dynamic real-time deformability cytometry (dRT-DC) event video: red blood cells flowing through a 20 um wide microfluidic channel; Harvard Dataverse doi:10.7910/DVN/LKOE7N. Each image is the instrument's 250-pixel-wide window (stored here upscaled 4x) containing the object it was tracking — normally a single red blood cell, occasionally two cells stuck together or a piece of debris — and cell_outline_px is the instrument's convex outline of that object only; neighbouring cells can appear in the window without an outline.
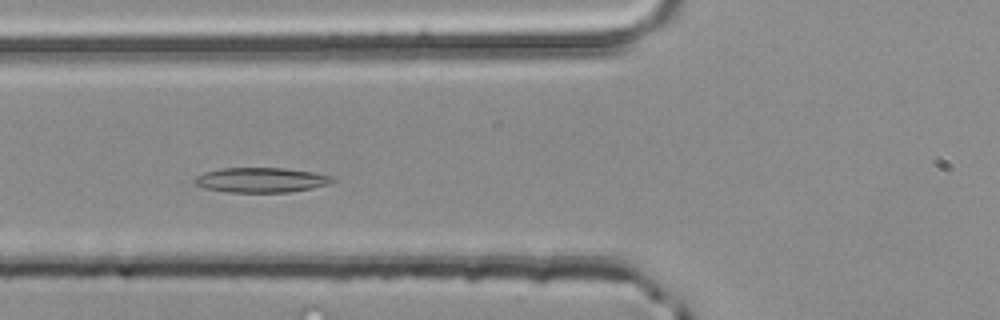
{"species": "common noctule bat (a hibernating species)", "species_latin": "Nyctalus noctula", "temperature_condition": "room temperature", "stored_images_in_passage": 38, "camera_frame_rate_fps": 3000, "um_per_image_px": 0.085, "animal": {"sex": "male", "body_mass_g": 20.4}, "frame": {"image": 1, "passage_image": 6, "time_ms": 1.667, "image_size_px": [1000, 320], "cell_outline_px": [[336, 180], [328, 184], [312, 188], [288, 192], [224, 192], [204, 188], [192, 184], [192, 180], [196, 176], [204, 172], [224, 168], [284, 168], [312, 172], [332, 176]], "centroid_in_image_um": [22.14, 15.3], "position_along_channel_um": 103.7, "area_um2": 20.06}}
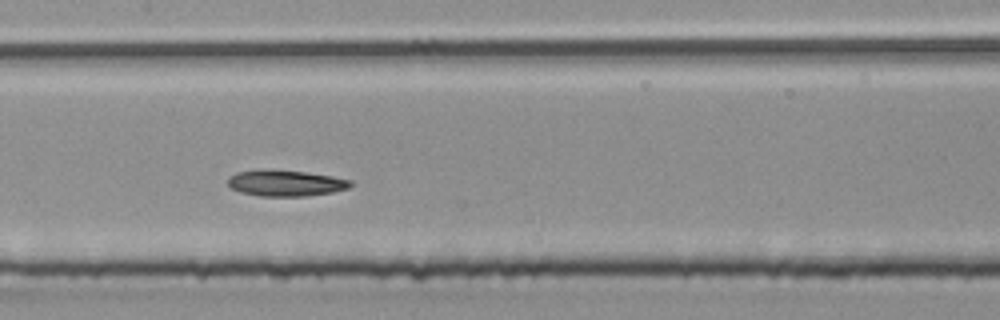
{"frame": {"image": 2, "passage_image": 12, "time_ms": 3.667, "image_size_px": [1000, 320], "cell_outline_px": [[352, 184], [348, 188], [332, 192], [308, 196], [260, 196], [240, 192], [232, 188], [228, 184], [228, 176], [236, 172], [304, 172], [332, 176], [352, 180]], "centroid_in_image_um": [24.33, 15.61], "position_along_channel_um": 183.1, "area_um2": 17.86}}
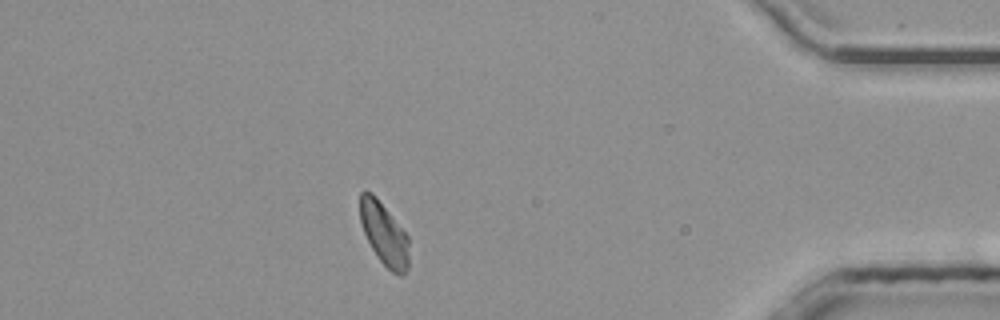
{"frame": {"image": 3, "passage_image": 32, "time_ms": 10.333, "image_size_px": [1000, 320], "cell_outline_px": [[408, 268], [404, 276], [400, 276], [392, 272], [376, 256], [364, 232], [360, 220], [360, 192], [364, 188], [372, 192], [376, 196], [408, 236]], "centroid_in_image_um": [32.64, 19.86], "position_along_channel_um": 402.6, "area_um2": 17.86}, "authors_computed_cell_mechanics": {"area_um2": 18.4382, "velocity_mm_per_s": 3.9679, "shape_relaxation_time_tau1_ms": 8.2308, "shape_relaxation_time_tau2_ms": null, "deformation_change_tau1": 0.1552, "deformation_change_tau2": null}}